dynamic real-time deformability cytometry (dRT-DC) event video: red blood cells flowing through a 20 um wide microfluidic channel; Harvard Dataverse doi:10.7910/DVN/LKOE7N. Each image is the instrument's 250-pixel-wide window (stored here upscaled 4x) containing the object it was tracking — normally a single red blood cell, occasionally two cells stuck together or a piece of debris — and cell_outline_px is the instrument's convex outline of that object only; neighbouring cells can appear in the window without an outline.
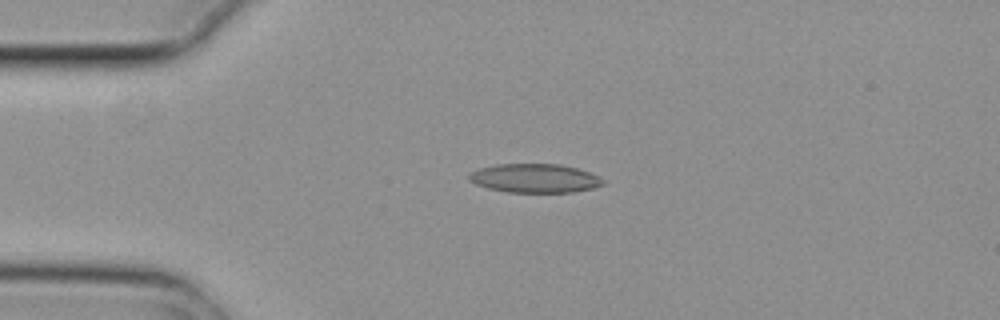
{"species": "common noctule bat (a hibernating species)", "species_latin": "Nyctalus noctula", "temperature_condition": "cold", "stored_images_in_passage": 2, "camera_frame_rate_fps": 3000, "um_per_image_px": 0.085, "animal": {"sex": "female", "body_mass_g": 29.2, "forearm_length_mm": 56.3}, "frame": {"image": 1, "passage_image": 2, "time_ms": 0.333, "image_size_px": [1000, 320], "cell_outline_px": [[604, 184], [592, 188], [572, 192], [508, 192], [488, 188], [476, 184], [468, 180], [468, 172], [480, 168], [496, 164], [560, 164], [576, 168], [588, 172], [604, 180]], "centroid_in_image_um": [45.4, 15.15], "position_along_channel_um": 39.6, "area_um2": 22.43}}